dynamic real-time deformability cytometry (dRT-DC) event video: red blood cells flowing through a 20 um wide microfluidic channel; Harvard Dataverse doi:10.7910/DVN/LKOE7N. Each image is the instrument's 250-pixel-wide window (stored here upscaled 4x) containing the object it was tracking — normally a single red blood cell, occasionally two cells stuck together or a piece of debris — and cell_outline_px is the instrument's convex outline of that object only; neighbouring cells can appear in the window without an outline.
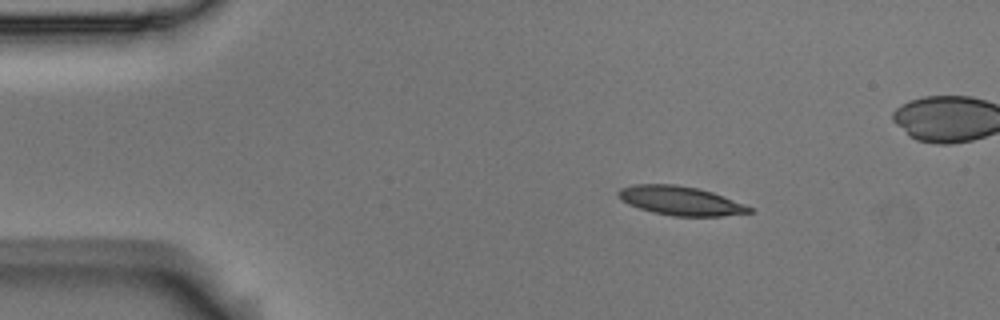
{"species": "Egyptian fruit bat (a non-hibernating species)", "species_latin": "Rousettus aegyptiacus", "temperature_condition": "room temperature", "stored_images_in_passage": 4, "camera_frame_rate_fps": 3000, "um_per_image_px": 0.085, "animal": {"sex": "male"}, "frame": {"image": 1, "passage_image": 1, "time_ms": 0.0, "image_size_px": [1000, 320], "cell_outline_px": [[752, 212], [724, 216], [672, 216], [652, 212], [628, 204], [620, 200], [616, 192], [620, 188], [636, 184], [676, 184], [696, 188], [712, 192], [744, 204], [752, 208]], "centroid_in_image_um": [57.8, 17.06], "position_along_channel_um": 27.2, "area_um2": 22.08}}